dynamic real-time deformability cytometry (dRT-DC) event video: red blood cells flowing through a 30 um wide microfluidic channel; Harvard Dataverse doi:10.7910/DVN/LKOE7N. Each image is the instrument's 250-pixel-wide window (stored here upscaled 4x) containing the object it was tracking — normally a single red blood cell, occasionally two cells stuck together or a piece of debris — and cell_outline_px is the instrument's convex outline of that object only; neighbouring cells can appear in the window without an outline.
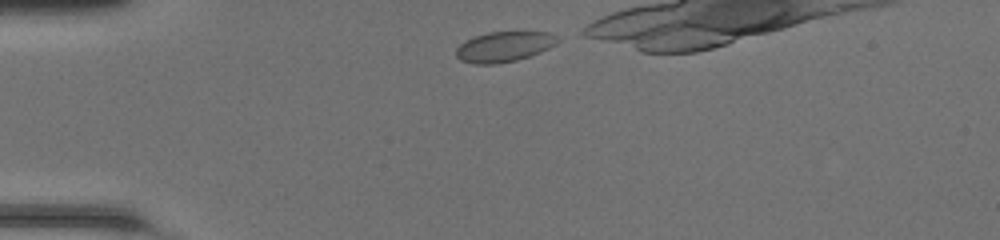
{"species": "common noctule bat (a hibernating species)", "species_latin": "Nyctalus noctula", "temperature_condition": "room temperature", "stored_images_in_passage": 11, "camera_frame_rate_fps": 3000, "um_per_image_px": 0.085, "animal": {"sex": "female", "body_mass_g": 20.0, "forearm_length_mm": 54.0}, "frame": {"image": 1, "passage_image": 1, "time_ms": 0.0, "image_size_px": [1000, 240], "cell_outline_px": [[560, 40], [556, 44], [540, 52], [516, 60], [496, 64], [476, 64], [460, 60], [456, 56], [456, 48], [464, 40], [488, 32], [552, 32]], "centroid_in_image_um": [42.84, 3.96], "position_along_channel_um": 42.2, "area_um2": 17.86}}
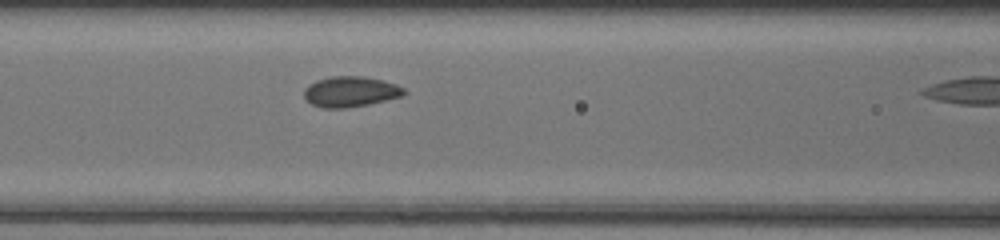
{"frame": {"image": 2, "passage_image": 10, "time_ms": 3.0, "image_size_px": [1000, 240], "cell_outline_px": [[408, 92], [404, 96], [368, 104], [348, 108], [320, 108], [312, 104], [304, 96], [304, 88], [308, 84], [316, 80], [332, 76], [364, 76], [384, 80], [396, 84], [404, 88]], "centroid_in_image_um": [29.81, 7.79], "position_along_channel_um": 136.8, "area_um2": 18.03}}